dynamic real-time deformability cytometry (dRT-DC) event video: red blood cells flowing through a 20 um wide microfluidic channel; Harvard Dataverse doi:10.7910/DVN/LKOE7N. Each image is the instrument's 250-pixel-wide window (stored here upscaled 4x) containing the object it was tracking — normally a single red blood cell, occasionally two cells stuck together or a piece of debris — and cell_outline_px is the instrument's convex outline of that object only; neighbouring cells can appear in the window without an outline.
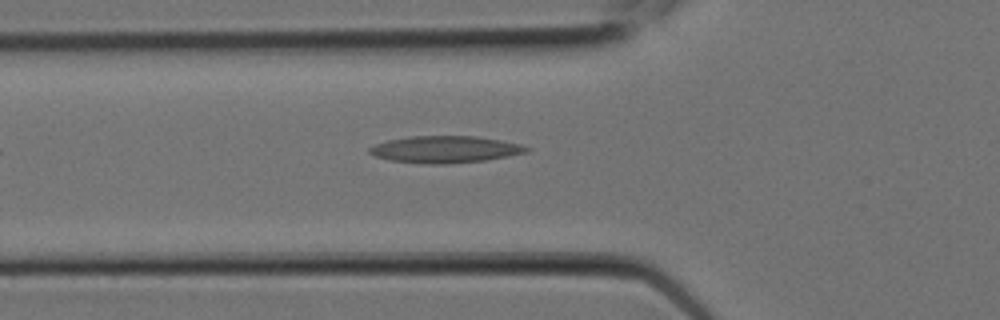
{"species": "Egyptian fruit bat (a non-hibernating species)", "species_latin": "Rousettus aegyptiacus", "temperature_condition": "room temperature", "stored_images_in_passage": 3, "camera_frame_rate_fps": 3000, "um_per_image_px": 0.085, "animal": {"sex": "female"}, "frame": {"image": 1, "passage_image": 3, "time_ms": 0.667, "image_size_px": [1000, 320], "cell_outline_px": [[532, 148], [528, 152], [508, 156], [484, 160], [448, 164], [424, 164], [388, 160], [376, 156], [368, 152], [368, 148], [376, 144], [388, 140], [412, 136], [476, 136], [500, 140], [520, 144]], "centroid_in_image_um": [37.84, 12.7], "position_along_channel_um": 88.0, "area_um2": 24.62}}